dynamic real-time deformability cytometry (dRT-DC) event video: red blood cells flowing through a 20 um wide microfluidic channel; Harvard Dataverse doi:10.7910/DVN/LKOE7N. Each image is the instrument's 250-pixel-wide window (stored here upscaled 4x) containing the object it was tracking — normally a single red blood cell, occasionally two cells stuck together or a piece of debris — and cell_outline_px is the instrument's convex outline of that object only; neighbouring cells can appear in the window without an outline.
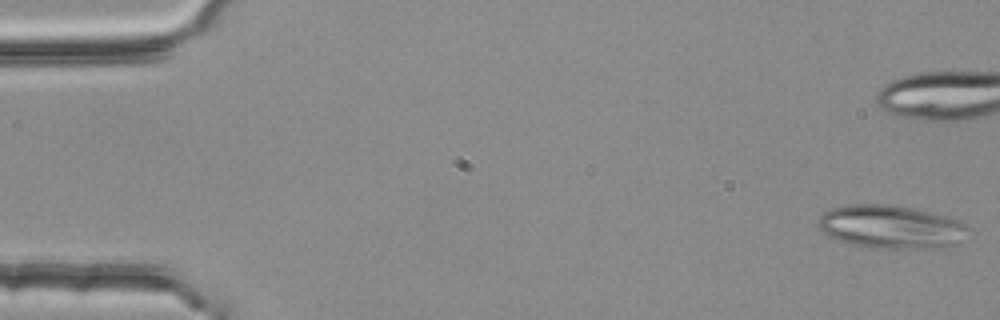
{"species": "common noctule bat (a hibernating species)", "species_latin": "Nyctalus noctula", "temperature_condition": "room temperature", "stored_images_in_passage": 55, "camera_frame_rate_fps": 3000, "um_per_image_px": 0.085, "animal": {"sex": "female", "body_mass_g": 25.1}, "frame": {"image": 1, "passage_image": 1, "time_ms": 0.0, "image_size_px": [1000, 320], "cell_outline_px": [[968, 228], [956, 244], [944, 248], [868, 248], [852, 244], [840, 240], [824, 232], [816, 224], [820, 216], [824, 212], [832, 208], [848, 204], [888, 204], [912, 208], [944, 216], [956, 220], [964, 224]], "centroid_in_image_um": [75.69, 19.28], "position_along_channel_um": 9.3, "area_um2": 37.4}, "authors_computed_cell_mechanics": {"area_um2": 19.5364, "velocity_mm_per_s": 3.7477, "shape_relaxation_time_tau1_ms": 6.6874, "shape_relaxation_time_tau2_ms": null, "deformation_change_tau1": 0.1381, "deformation_change_tau2": null}}